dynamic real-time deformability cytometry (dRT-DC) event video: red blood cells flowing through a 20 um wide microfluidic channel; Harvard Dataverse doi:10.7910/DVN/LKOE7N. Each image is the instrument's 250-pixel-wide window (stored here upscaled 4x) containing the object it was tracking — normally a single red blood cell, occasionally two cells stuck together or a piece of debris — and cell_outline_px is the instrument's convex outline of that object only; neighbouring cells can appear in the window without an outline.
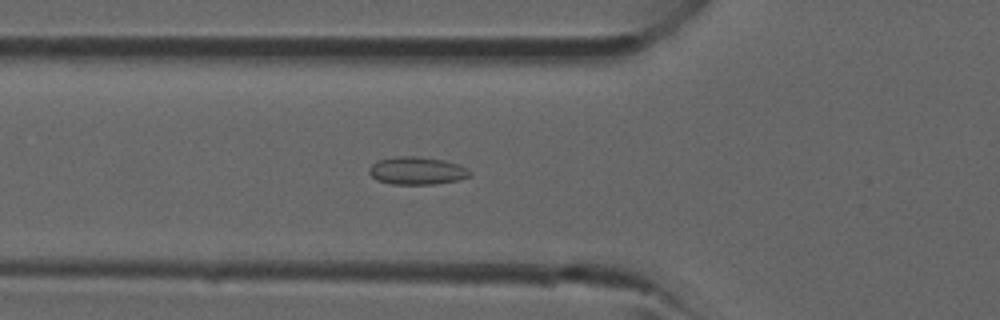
{"species": "common noctule bat (a hibernating species)", "species_latin": "Nyctalus noctula", "temperature_condition": "room temperature", "stored_images_in_passage": 37, "camera_frame_rate_fps": 3000, "um_per_image_px": 0.085, "animal": {"sex": "male", "forearm_length_mm": 52.5}, "frame": {"image": 1, "passage_image": 11, "time_ms": 3.333, "image_size_px": [1000, 320], "cell_outline_px": [[472, 172], [468, 176], [460, 180], [436, 184], [392, 184], [376, 180], [368, 172], [368, 168], [376, 160], [392, 156], [416, 156], [444, 160], [460, 164], [468, 168]], "centroid_in_image_um": [35.43, 14.5], "position_along_channel_um": 90.4, "area_um2": 16.59}}
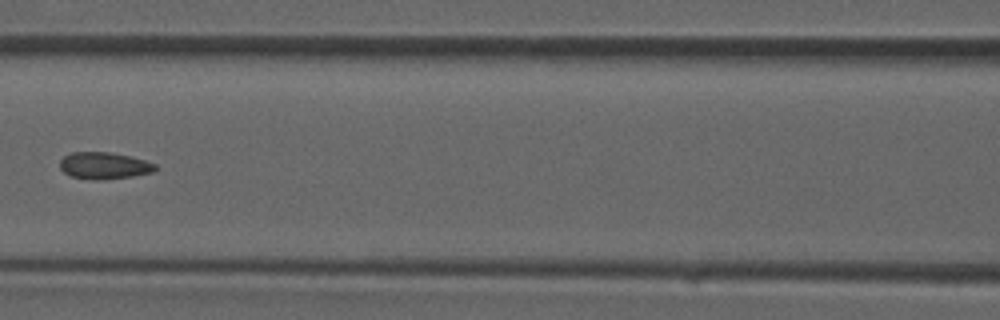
{"frame": {"image": 2, "passage_image": 15, "time_ms": 4.667, "image_size_px": [1000, 320], "cell_outline_px": [[156, 172], [132, 176], [100, 180], [96, 180], [72, 176], [64, 172], [60, 168], [60, 160], [64, 156], [72, 152], [108, 152], [132, 156], [156, 164]], "centroid_in_image_um": [8.88, 14.07], "position_along_channel_um": 157.7, "area_um2": 14.91}}
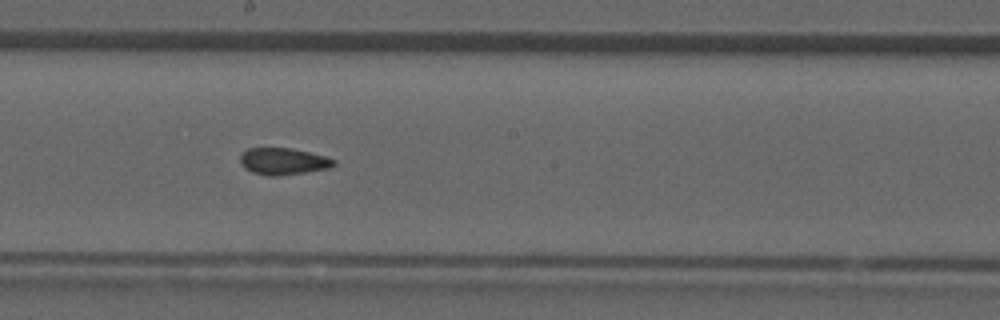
{"frame": {"image": 3, "passage_image": 19, "time_ms": 6.0, "image_size_px": [1000, 320], "cell_outline_px": [[336, 164], [332, 168], [276, 176], [268, 176], [252, 172], [244, 168], [240, 164], [240, 156], [248, 148], [292, 148], [324, 156], [336, 160]], "centroid_in_image_um": [24.08, 13.72], "position_along_channel_um": 224.1, "area_um2": 14.62}}